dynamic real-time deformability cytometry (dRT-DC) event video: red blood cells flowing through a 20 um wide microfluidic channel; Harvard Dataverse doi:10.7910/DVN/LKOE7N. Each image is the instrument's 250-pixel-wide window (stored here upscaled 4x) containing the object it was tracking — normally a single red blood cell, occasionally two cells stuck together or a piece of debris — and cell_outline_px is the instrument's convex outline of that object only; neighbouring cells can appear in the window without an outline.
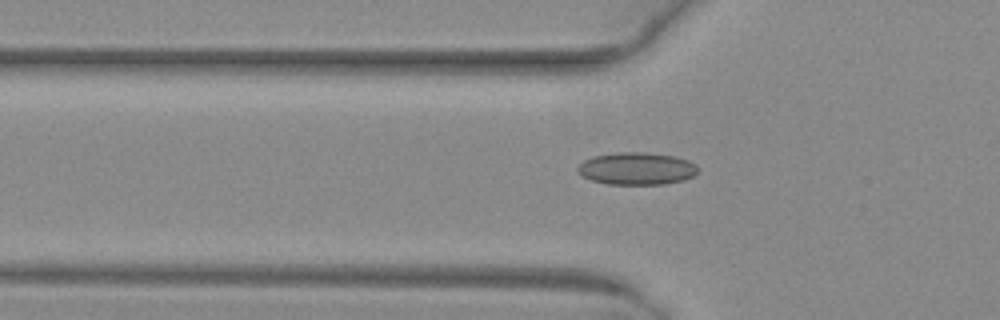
{"species": "common noctule bat (a hibernating species)", "species_latin": "Nyctalus noctula", "temperature_condition": "warm", "stored_images_in_passage": 43, "camera_frame_rate_fps": 3000, "um_per_image_px": 0.085, "animal": {"sex": "female", "body_mass_g": 29.2, "forearm_length_mm": 56.3}, "frame": {"image": 1, "passage_image": 11, "time_ms": 3.333, "image_size_px": [1000, 320], "cell_outline_px": [[696, 172], [692, 176], [684, 180], [664, 184], [608, 184], [592, 180], [584, 176], [576, 168], [584, 160], [592, 156], [616, 152], [644, 152], [676, 156], [688, 160], [696, 164]], "centroid_in_image_um": [54.12, 14.32], "position_along_channel_um": 71.7, "area_um2": 22.6}}
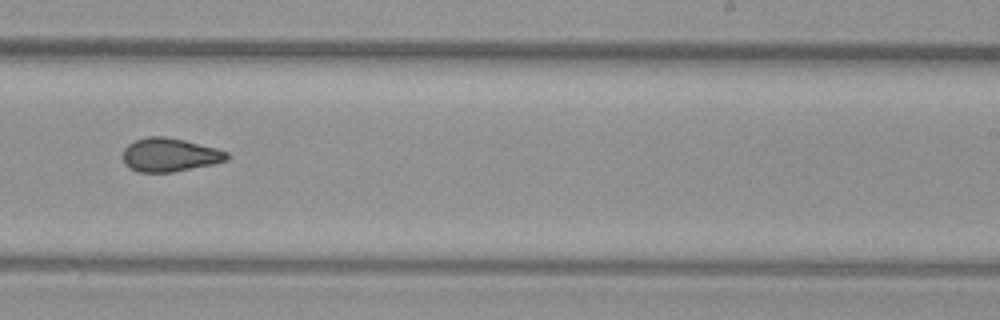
{"frame": {"image": 2, "passage_image": 26, "time_ms": 8.333, "image_size_px": [1000, 320], "cell_outline_px": [[228, 160], [212, 164], [172, 172], [136, 172], [128, 168], [124, 164], [124, 148], [128, 144], [136, 140], [148, 136], [164, 136], [184, 140], [216, 148], [228, 152]], "centroid_in_image_um": [14.4, 13.17], "position_along_channel_um": 274.6, "area_um2": 20.29}}
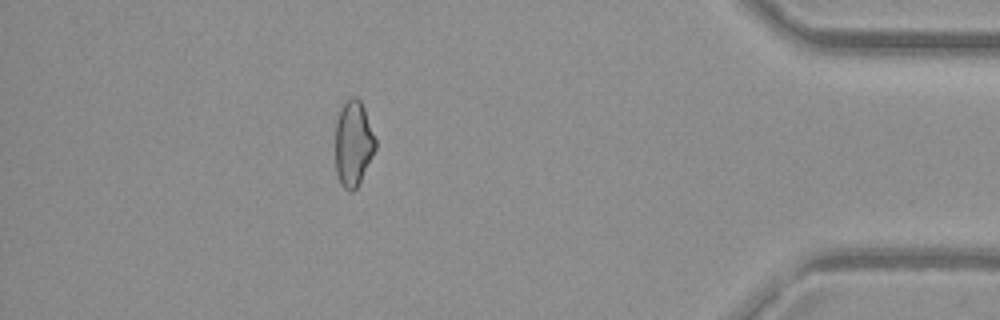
{"frame": {"image": 3, "passage_image": 39, "time_ms": 12.667, "image_size_px": [1000, 320], "cell_outline_px": [[376, 148], [356, 188], [352, 192], [348, 192], [340, 184], [336, 176], [336, 120], [340, 108], [344, 100], [352, 96], [356, 96], [360, 100], [364, 108], [376, 140]], "centroid_in_image_um": [30.01, 12.17], "position_along_channel_um": 405.2, "area_um2": 20.06}, "authors_computed_cell_mechanics": {"area_um2": 20.8658, "velocity_mm_per_s": 4.0475, "shape_relaxation_time_tau1_ms": null, "shape_relaxation_time_tau2_ms": 1.8227, "deformation_change_tau1": null, "deformation_change_tau2": 0.0643}}